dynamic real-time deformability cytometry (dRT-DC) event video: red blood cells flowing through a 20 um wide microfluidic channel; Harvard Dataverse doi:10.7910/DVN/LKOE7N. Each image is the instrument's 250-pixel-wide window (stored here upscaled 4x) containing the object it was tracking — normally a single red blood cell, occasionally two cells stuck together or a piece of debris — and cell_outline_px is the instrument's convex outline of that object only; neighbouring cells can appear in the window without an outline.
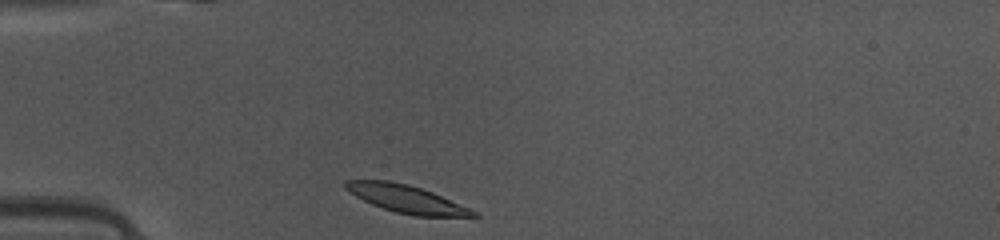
{"species": "common noctule bat (a hibernating species)", "species_latin": "Nyctalus noctula", "temperature_condition": "warm", "stored_images_in_passage": 36, "camera_frame_rate_fps": 3000, "um_per_image_px": 0.085, "animal": {"sex": "female", "body_mass_g": 10.0, "forearm_length_mm": 53.1}, "frame": {"image": 1, "passage_image": 1, "time_ms": 0.0, "image_size_px": [1000, 240], "cell_outline_px": [[480, 216], [416, 216], [396, 212], [372, 204], [348, 192], [344, 188], [344, 180], [388, 180], [408, 184], [432, 192], [468, 208], [476, 212]], "centroid_in_image_um": [34.48, 16.89], "position_along_channel_um": 50.5, "area_um2": 20.23}}
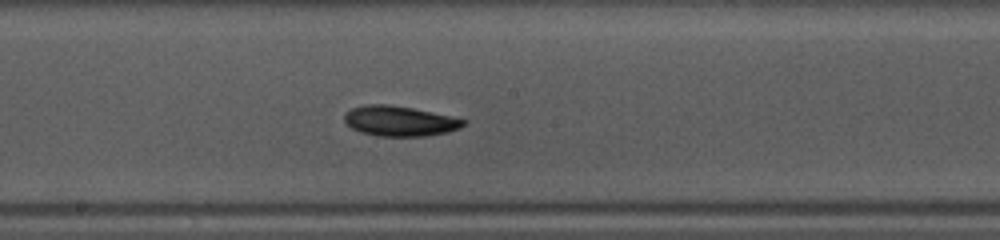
{"frame": {"image": 2, "passage_image": 14, "time_ms": 4.333, "image_size_px": [1000, 240], "cell_outline_px": [[468, 120], [460, 128], [448, 132], [428, 136], [376, 136], [360, 132], [352, 128], [344, 120], [344, 112], [352, 108], [368, 104], [388, 104], [412, 108], [432, 112]], "centroid_in_image_um": [33.96, 10.29], "position_along_channel_um": 214.2, "area_um2": 20.98}}
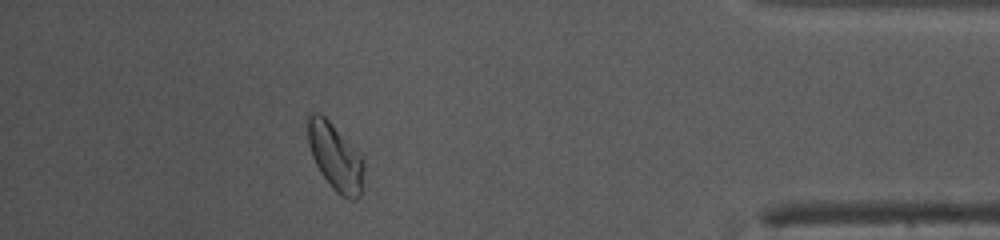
{"frame": {"image": 3, "passage_image": 31, "time_ms": 10.0, "image_size_px": [1000, 240], "cell_outline_px": [[364, 168], [360, 196], [356, 200], [348, 200], [340, 196], [332, 188], [320, 172], [312, 156], [308, 144], [308, 116], [312, 112], [320, 112], [332, 124], [364, 160]], "centroid_in_image_um": [28.49, 13.38], "position_along_channel_um": 406.7, "area_um2": 21.68}}